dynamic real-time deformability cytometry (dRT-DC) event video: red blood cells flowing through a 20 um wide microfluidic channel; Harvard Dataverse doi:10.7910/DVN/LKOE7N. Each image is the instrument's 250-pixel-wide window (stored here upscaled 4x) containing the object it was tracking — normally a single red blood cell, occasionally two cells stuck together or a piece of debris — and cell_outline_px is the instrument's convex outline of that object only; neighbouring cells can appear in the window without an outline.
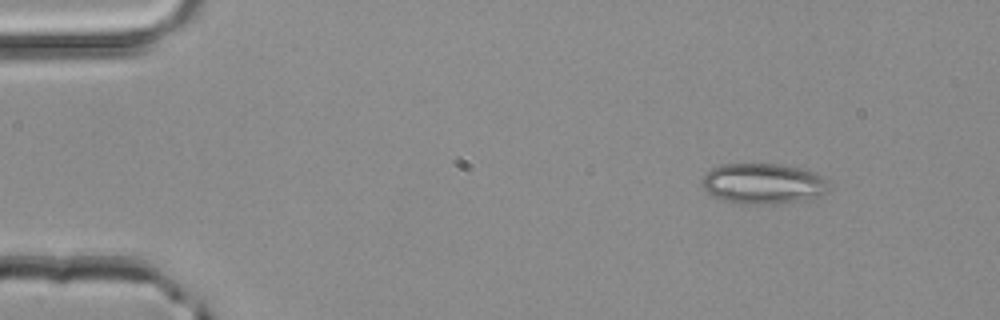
{"species": "common noctule bat (a hibernating species)", "species_latin": "Nyctalus noctula", "temperature_condition": "room temperature", "stored_images_in_passage": 3, "camera_frame_rate_fps": 3000, "um_per_image_px": 0.085, "animal": {"sex": "male", "body_mass_g": 20.4}, "frame": {"image": 1, "passage_image": 1, "time_ms": 0.0, "image_size_px": [1000, 320], "cell_outline_px": [[828, 192], [816, 196], [796, 200], [772, 204], [744, 204], [720, 200], [708, 192], [704, 188], [704, 172], [712, 168], [724, 164], [780, 164], [816, 172], [824, 180], [828, 188]], "centroid_in_image_um": [64.82, 15.6], "position_along_channel_um": 20.2, "area_um2": 29.48}}